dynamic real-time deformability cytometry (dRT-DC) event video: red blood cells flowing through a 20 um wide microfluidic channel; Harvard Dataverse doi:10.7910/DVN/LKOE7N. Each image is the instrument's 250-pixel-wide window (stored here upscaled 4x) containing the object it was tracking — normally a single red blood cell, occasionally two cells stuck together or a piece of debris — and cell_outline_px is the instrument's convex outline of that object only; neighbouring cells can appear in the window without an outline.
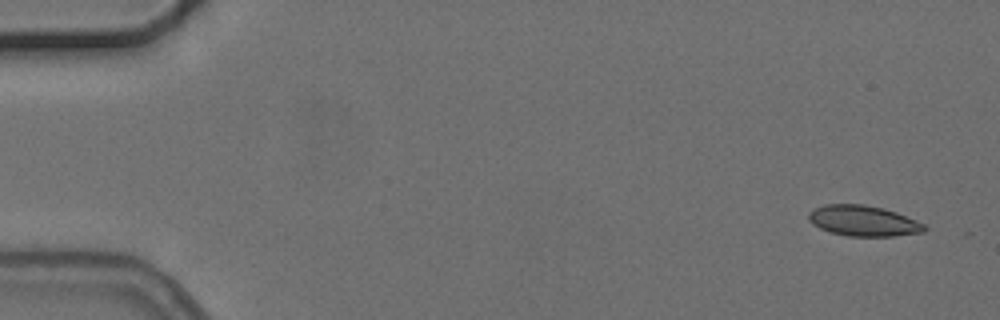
{"species": "common noctule bat (a hibernating species)", "species_latin": "Nyctalus noctula", "temperature_condition": "cold", "stored_images_in_passage": 5, "camera_frame_rate_fps": 3000, "um_per_image_px": 0.085, "animal": {"sex": "female", "body_mass_g": 24.6, "forearm_length_mm": 56.2}, "frame": {"image": 1, "passage_image": 1, "time_ms": 0.0, "image_size_px": [1000, 320], "cell_outline_px": [[928, 228], [924, 232], [892, 236], [848, 236], [832, 232], [820, 228], [812, 224], [808, 220], [808, 212], [812, 208], [824, 204], [864, 204], [884, 208], [896, 212], [916, 220], [924, 224]], "centroid_in_image_um": [73.36, 18.76], "position_along_channel_um": 11.6, "area_um2": 20.81}}
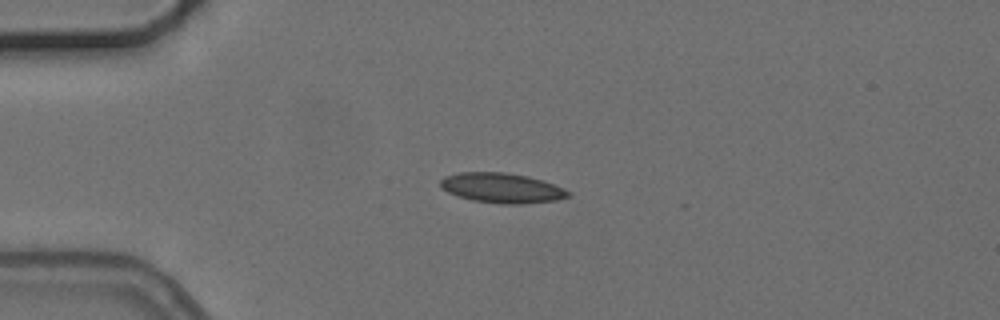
{"frame": {"image": 2, "passage_image": 4, "time_ms": 3.667, "image_size_px": [1000, 320], "cell_outline_px": [[572, 192], [568, 196], [556, 200], [520, 204], [500, 204], [472, 200], [448, 192], [440, 188], [440, 180], [444, 176], [460, 172], [504, 172], [528, 176], [544, 180], [564, 188]], "centroid_in_image_um": [42.66, 15.97], "position_along_channel_um": 42.3, "area_um2": 22.37}}